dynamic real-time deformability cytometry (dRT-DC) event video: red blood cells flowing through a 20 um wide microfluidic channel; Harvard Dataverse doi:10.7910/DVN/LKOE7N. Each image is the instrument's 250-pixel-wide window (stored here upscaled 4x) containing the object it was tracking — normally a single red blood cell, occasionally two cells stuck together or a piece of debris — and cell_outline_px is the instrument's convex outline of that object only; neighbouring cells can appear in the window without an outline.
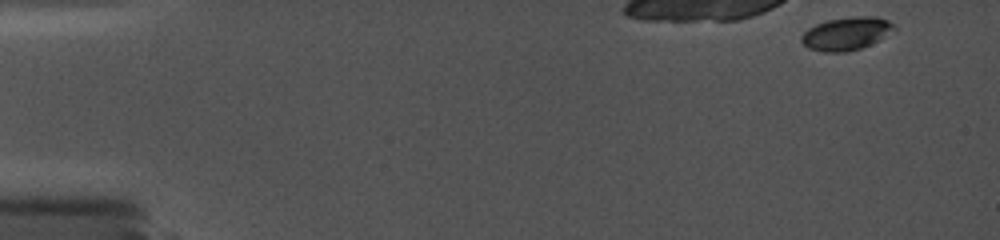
{"species": "common noctule bat (a hibernating species)", "species_latin": "Nyctalus noctula", "temperature_condition": "cold", "stored_images_in_passage": 11, "camera_frame_rate_fps": 5000, "um_per_image_px": 0.085, "animal": {"sex": "female", "body_mass_g": 19.0, "forearm_length_mm": 56.7}, "frame": {"image": 1, "passage_image": 1, "time_ms": 0.0, "image_size_px": [1000, 240], "cell_outline_px": [[896, 32], [872, 44], [848, 52], [824, 52], [808, 48], [800, 40], [800, 36], [808, 28], [832, 20], [884, 20], [892, 24], [896, 28]], "centroid_in_image_um": [71.91, 2.96], "position_along_channel_um": 13.1, "area_um2": 16.7}}